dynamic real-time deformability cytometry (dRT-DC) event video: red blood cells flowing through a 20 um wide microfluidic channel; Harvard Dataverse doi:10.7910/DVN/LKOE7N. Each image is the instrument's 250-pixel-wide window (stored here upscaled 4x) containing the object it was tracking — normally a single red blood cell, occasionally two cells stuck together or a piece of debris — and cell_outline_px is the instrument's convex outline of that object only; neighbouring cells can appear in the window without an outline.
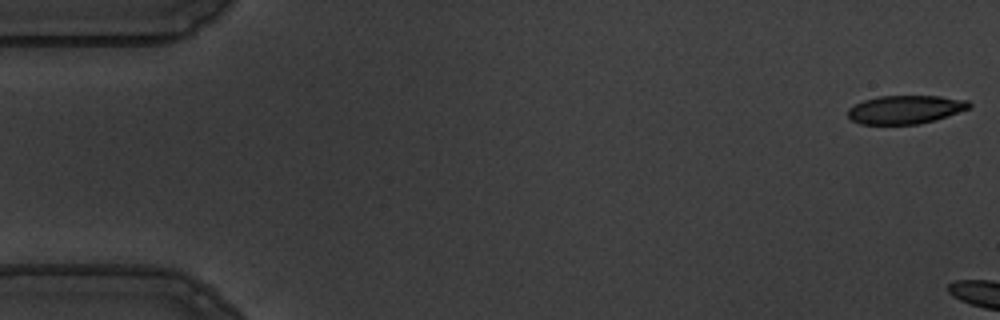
{"species": "common noctule bat (a hibernating species)", "species_latin": "Nyctalus noctula", "temperature_condition": "warm", "stored_images_in_passage": 5, "camera_frame_rate_fps": 3000, "um_per_image_px": 0.085, "animal": {"sex": "male", "body_mass_g": 19.5, "forearm_length_mm": 54.6}, "frame": {"image": 1, "passage_image": 1, "time_ms": 0.0, "image_size_px": [1000, 320], "cell_outline_px": [[972, 108], [936, 120], [920, 124], [860, 124], [852, 120], [848, 116], [848, 108], [864, 100], [880, 96], [940, 96], [968, 100], [972, 104]], "centroid_in_image_um": [77.01, 9.31], "position_along_channel_um": 8.0, "area_um2": 20.23}}